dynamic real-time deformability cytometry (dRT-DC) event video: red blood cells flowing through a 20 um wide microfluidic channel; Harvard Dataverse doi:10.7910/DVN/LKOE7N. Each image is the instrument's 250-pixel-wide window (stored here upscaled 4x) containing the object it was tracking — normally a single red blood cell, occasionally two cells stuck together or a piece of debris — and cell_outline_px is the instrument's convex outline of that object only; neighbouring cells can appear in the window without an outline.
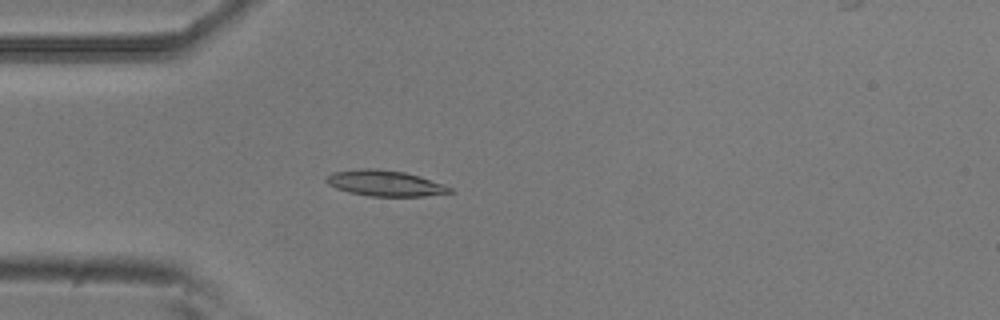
{"species": "common noctule bat (a hibernating species)", "species_latin": "Nyctalus noctula", "temperature_condition": "room temperature", "stored_images_in_passage": 46, "camera_frame_rate_fps": 3000, "um_per_image_px": 0.085, "animal": {"sex": "male", "body_mass_g": 20.5, "forearm_length_mm": 52.5}, "frame": {"image": 1, "passage_image": 8, "time_ms": 2.333, "image_size_px": [1000, 320], "cell_outline_px": [[456, 192], [424, 196], [368, 196], [348, 192], [336, 188], [328, 184], [324, 180], [324, 176], [332, 172], [360, 168], [376, 168], [404, 172], [420, 176], [444, 184], [452, 188]], "centroid_in_image_um": [32.71, 15.57], "position_along_channel_um": 52.3, "area_um2": 18.84}}
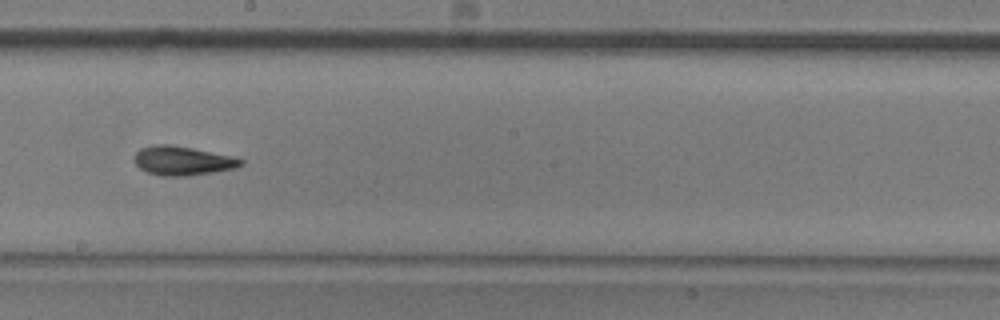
{"frame": {"image": 2, "passage_image": 23, "time_ms": 7.333, "image_size_px": [1000, 320], "cell_outline_px": [[244, 164], [236, 168], [188, 176], [160, 176], [148, 172], [140, 168], [132, 160], [132, 156], [140, 148], [156, 144], [168, 144], [192, 148], [228, 156], [244, 160]], "centroid_in_image_um": [15.45, 13.67], "position_along_channel_um": 232.7, "area_um2": 17.98}}
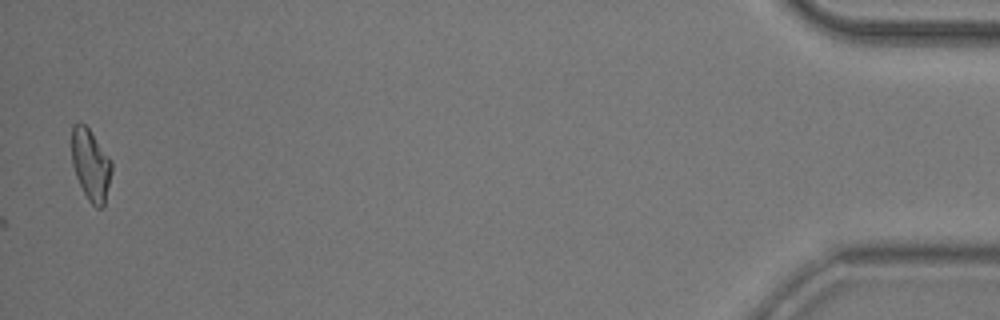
{"frame": {"image": 3, "passage_image": 46, "time_ms": 15.0, "image_size_px": [1000, 320], "cell_outline_px": [[112, 172], [104, 204], [100, 208], [96, 208], [88, 200], [76, 176], [72, 164], [72, 124], [80, 120], [88, 128], [112, 160]], "centroid_in_image_um": [7.71, 13.98], "position_along_channel_um": 427.5, "area_um2": 16.65}, "authors_computed_cell_mechanics": {"area_um2": 17.0799, "velocity_mm_per_s": 3.7497, "shape_relaxation_time_tau1_ms": 5.4862, "shape_relaxation_time_tau2_ms": 2.2866, "deformation_change_tau1": 0.1533, "deformation_change_tau2": 0.0759}}